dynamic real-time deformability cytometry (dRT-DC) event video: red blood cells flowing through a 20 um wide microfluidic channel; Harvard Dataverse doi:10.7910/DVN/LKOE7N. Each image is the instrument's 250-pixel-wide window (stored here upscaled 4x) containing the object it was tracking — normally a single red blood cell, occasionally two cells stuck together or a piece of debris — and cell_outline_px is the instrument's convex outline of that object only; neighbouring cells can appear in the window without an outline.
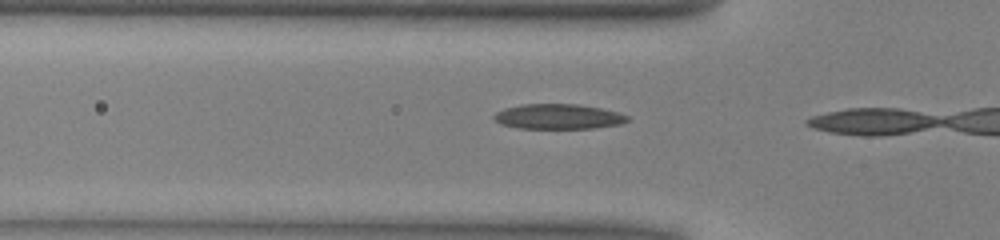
{"species": "common noctule bat (a hibernating species)", "species_latin": "Nyctalus noctula", "temperature_condition": "warm", "stored_images_in_passage": 4, "camera_frame_rate_fps": 3000, "um_per_image_px": 0.085, "animal": {"sex": "male", "body_mass_g": 13.0, "forearm_length_mm": 53.1}, "frame": {"image": 1, "passage_image": 3, "time_ms": 0.667, "image_size_px": [1000, 240], "cell_outline_px": [[628, 120], [620, 124], [596, 128], [516, 128], [500, 124], [492, 116], [496, 112], [504, 108], [520, 104], [576, 104], [600, 108], [616, 112], [628, 116]], "centroid_in_image_um": [47.4, 9.91], "position_along_channel_um": 78.4, "area_um2": 19.42}}